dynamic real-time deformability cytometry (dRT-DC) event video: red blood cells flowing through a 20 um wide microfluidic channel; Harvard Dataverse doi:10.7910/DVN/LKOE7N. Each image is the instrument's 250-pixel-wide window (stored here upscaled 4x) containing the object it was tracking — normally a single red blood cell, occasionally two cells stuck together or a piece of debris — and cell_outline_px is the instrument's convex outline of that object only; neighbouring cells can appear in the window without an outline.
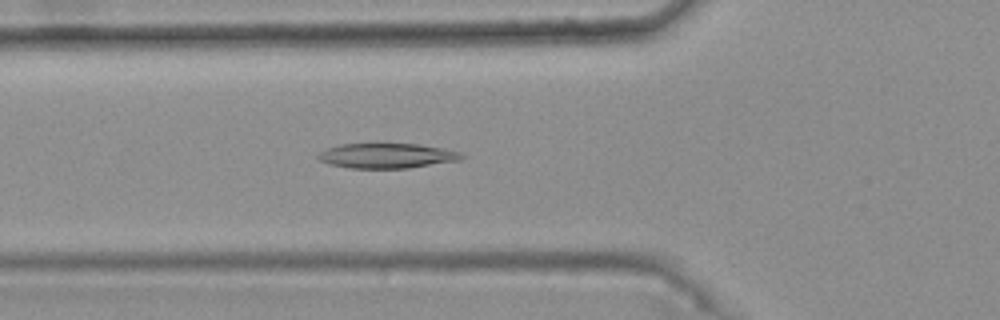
{"species": "common noctule bat (a hibernating species)", "species_latin": "Nyctalus noctula", "temperature_condition": "warm", "stored_images_in_passage": 47, "camera_frame_rate_fps": 3000, "um_per_image_px": 0.085, "animal": {"sex": "female", "body_mass_g": 25.1}, "frame": {"image": 1, "passage_image": 19, "time_ms": 6.0, "image_size_px": [1000, 320], "cell_outline_px": [[464, 156], [460, 160], [408, 168], [352, 168], [328, 164], [320, 160], [316, 156], [320, 152], [328, 148], [340, 144], [420, 144], [460, 152]], "centroid_in_image_um": [32.86, 13.24], "position_along_channel_um": 92.9, "area_um2": 20.63}}
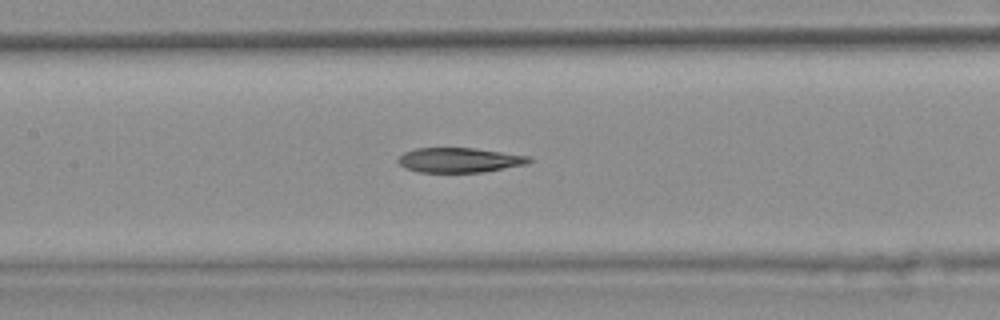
{"frame": {"image": 2, "passage_image": 25, "time_ms": 8.0, "image_size_px": [1000, 320], "cell_outline_px": [[532, 160], [528, 164], [484, 172], [416, 172], [404, 168], [396, 160], [404, 152], [416, 148], [472, 148], [528, 156]], "centroid_in_image_um": [39.01, 13.61], "position_along_channel_um": 168.4, "area_um2": 18.84}}
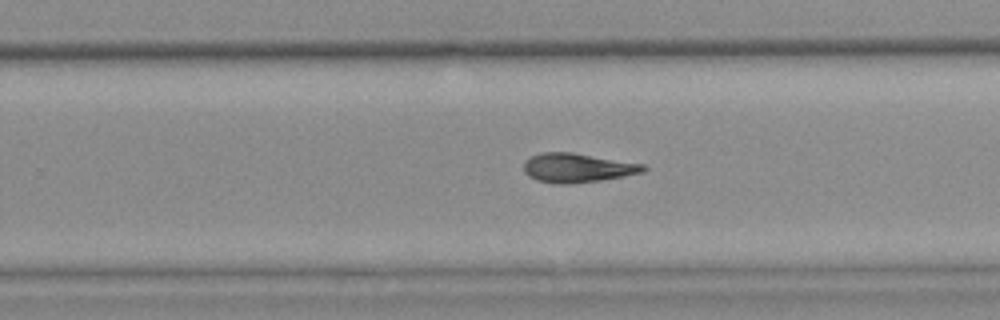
{"frame": {"image": 3, "passage_image": 34, "time_ms": 11.0, "image_size_px": [1000, 320], "cell_outline_px": [[648, 168], [644, 172], [624, 176], [600, 180], [572, 184], [556, 184], [536, 180], [528, 176], [524, 172], [524, 160], [540, 152], [572, 152], [644, 164]], "centroid_in_image_um": [49.06, 14.27], "position_along_channel_um": 280.7, "area_um2": 20.46}}